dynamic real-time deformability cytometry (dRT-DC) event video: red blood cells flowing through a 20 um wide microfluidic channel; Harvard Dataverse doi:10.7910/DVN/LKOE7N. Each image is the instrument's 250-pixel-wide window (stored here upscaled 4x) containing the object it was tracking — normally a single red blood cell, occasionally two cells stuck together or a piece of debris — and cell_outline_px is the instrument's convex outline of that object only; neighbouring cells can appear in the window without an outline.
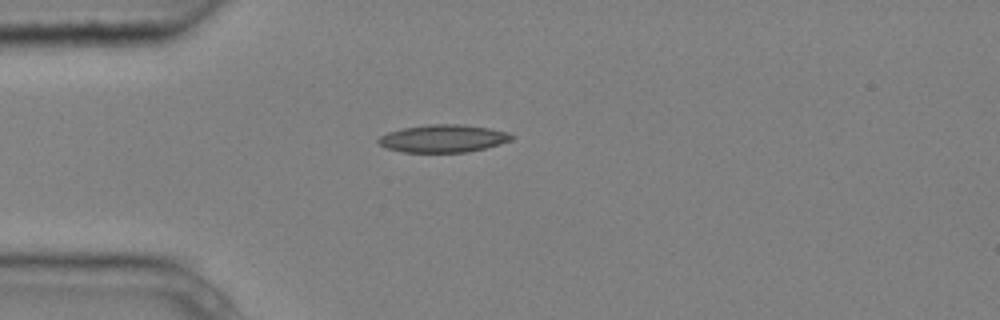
{"species": "common noctule bat (a hibernating species)", "species_latin": "Nyctalus noctula", "temperature_condition": "cold", "stored_images_in_passage": 1, "camera_frame_rate_fps": 3000, "um_per_image_px": 0.085, "animal": {"sex": "male", "body_mass_g": 20.4}, "frame": {"image": 1, "passage_image": 1, "time_ms": 0.0, "image_size_px": [1000, 320], "cell_outline_px": [[516, 136], [512, 140], [500, 144], [468, 152], [404, 152], [388, 148], [380, 144], [376, 140], [380, 136], [388, 132], [404, 128], [428, 124], [460, 124], [488, 128], [508, 132]], "centroid_in_image_um": [37.7, 11.77], "position_along_channel_um": 47.3, "area_um2": 21.39}}